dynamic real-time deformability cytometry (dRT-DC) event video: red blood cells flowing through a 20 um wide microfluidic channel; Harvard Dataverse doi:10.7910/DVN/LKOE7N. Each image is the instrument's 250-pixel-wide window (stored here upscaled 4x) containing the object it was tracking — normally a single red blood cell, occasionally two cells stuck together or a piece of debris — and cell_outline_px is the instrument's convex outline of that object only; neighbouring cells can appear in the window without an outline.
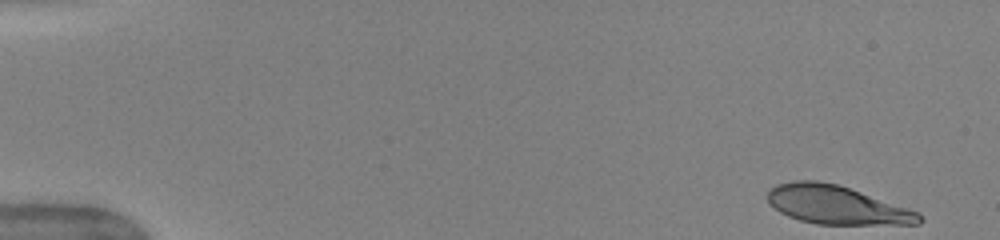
{"species": "human", "species_latin": "Homo sapiens", "temperature_condition": "warm", "stored_images_in_passage": 45, "camera_frame_rate_fps": 3000, "um_per_image_px": 0.085, "donor": {"sex": "female"}, "frame": {"image": 1, "passage_image": 1, "time_ms": 0.0, "image_size_px": [1000, 240], "cell_outline_px": [[924, 220], [920, 224], [816, 224], [800, 220], [788, 216], [780, 212], [768, 200], [768, 192], [776, 184], [792, 180], [816, 180], [840, 184], [920, 212]], "centroid_in_image_um": [71.15, 17.41], "position_along_channel_um": 13.8, "area_um2": 34.16}}
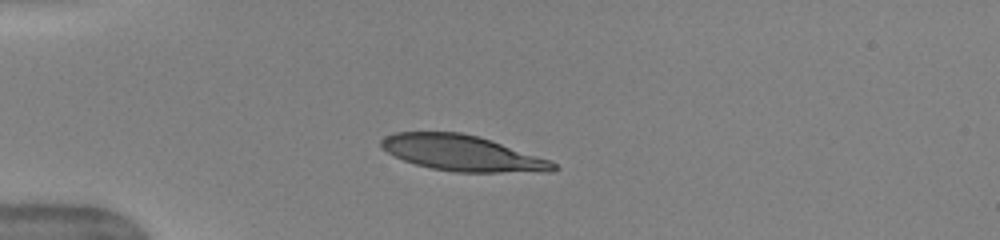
{"frame": {"image": 2, "passage_image": 12, "time_ms": 3.667, "image_size_px": [1000, 240], "cell_outline_px": [[560, 168], [552, 172], [456, 172], [432, 168], [416, 164], [404, 160], [380, 148], [380, 140], [384, 136], [396, 132], [460, 132], [476, 136], [552, 160]], "centroid_in_image_um": [39.31, 13.02], "position_along_channel_um": 45.7, "area_um2": 35.66}}
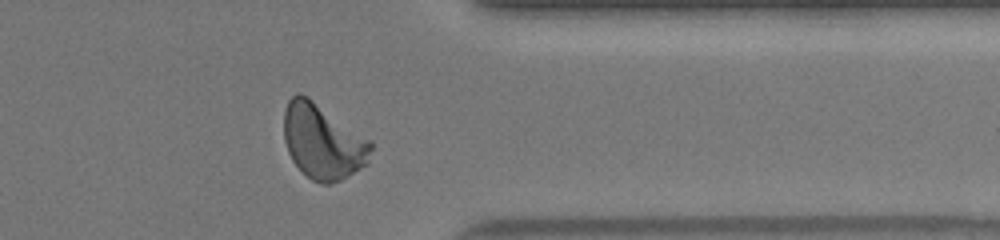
{"frame": {"image": 3, "passage_image": 40, "time_ms": 13.0, "image_size_px": [1000, 240], "cell_outline_px": [[372, 148], [368, 164], [348, 176], [340, 180], [328, 184], [320, 184], [312, 180], [292, 160], [288, 152], [284, 140], [284, 108], [288, 100], [296, 92], [300, 92], [308, 96], [372, 140]], "centroid_in_image_um": [27.45, 12.01], "position_along_channel_um": 384.0, "area_um2": 38.38}, "authors_computed_cell_mechanics": {"area_um2": 36.3562, "velocity_mm_per_s": 3.9799, "shape_relaxation_time_tau1_ms": 3.2701, "shape_relaxation_time_tau2_ms": null, "deformation_change_tau1": 0.1938, "deformation_change_tau2": null}}